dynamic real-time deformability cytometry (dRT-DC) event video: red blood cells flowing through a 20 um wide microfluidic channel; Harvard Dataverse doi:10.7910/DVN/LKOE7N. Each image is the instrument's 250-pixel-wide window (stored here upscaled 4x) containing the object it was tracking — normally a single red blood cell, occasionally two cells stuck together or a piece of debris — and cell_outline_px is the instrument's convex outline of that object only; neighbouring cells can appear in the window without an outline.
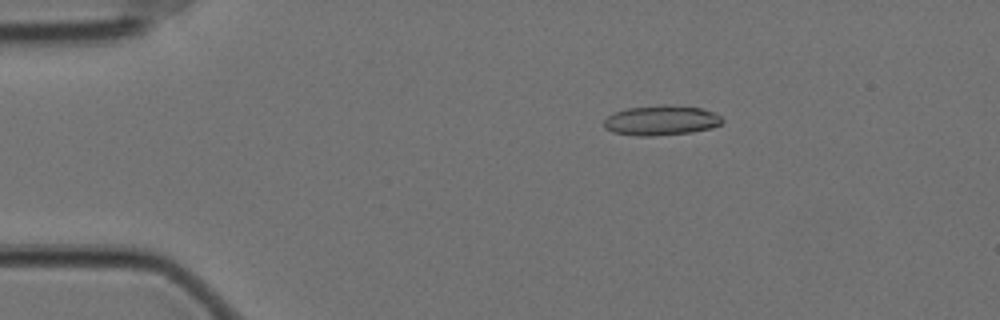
{"species": "Egyptian fruit bat (a non-hibernating species)", "species_latin": "Rousettus aegyptiacus", "temperature_condition": "cold", "stored_images_in_passage": 59, "camera_frame_rate_fps": 3000, "um_per_image_px": 0.085, "animal": {"sex": "female"}, "frame": {"image": 1, "passage_image": 11, "time_ms": 3.333, "image_size_px": [1000, 320], "cell_outline_px": [[724, 120], [720, 124], [712, 128], [692, 132], [652, 136], [636, 136], [612, 132], [604, 128], [604, 120], [608, 116], [616, 112], [628, 108], [664, 104], [700, 108], [712, 112], [720, 116]], "centroid_in_image_um": [56.19, 10.24], "position_along_channel_um": 28.8, "area_um2": 20.58}}
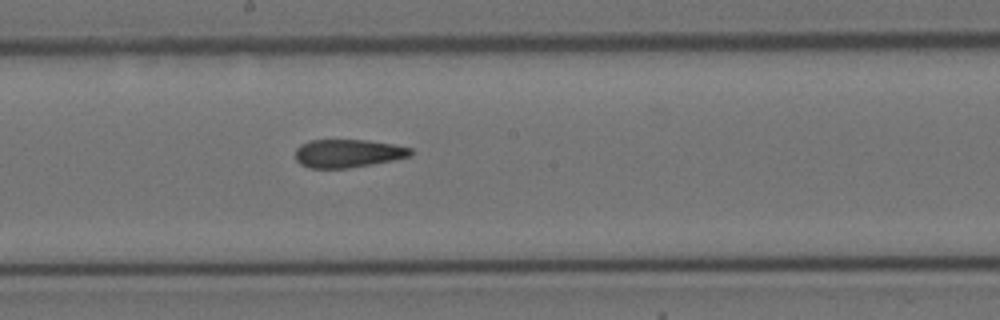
{"frame": {"image": 2, "passage_image": 32, "time_ms": 10.333, "image_size_px": [1000, 320], "cell_outline_px": [[412, 156], [372, 164], [348, 168], [308, 168], [300, 164], [296, 160], [296, 148], [300, 144], [308, 140], [368, 140], [392, 144], [412, 148]], "centroid_in_image_um": [29.55, 13.03], "position_along_channel_um": 218.6, "area_um2": 19.02}}
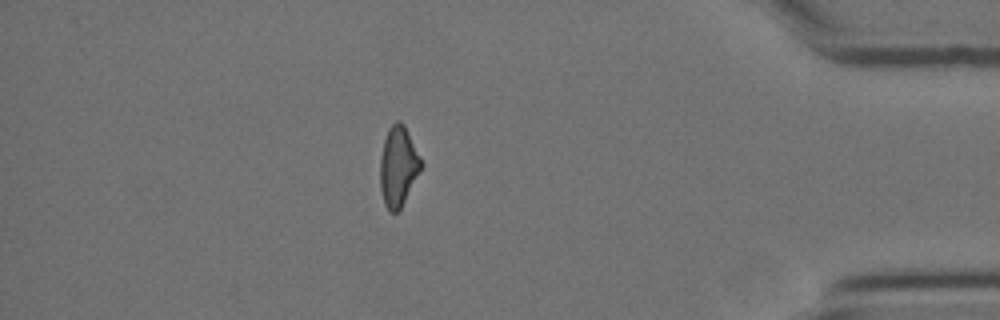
{"frame": {"image": 3, "passage_image": 51, "time_ms": 16.667, "image_size_px": [1000, 320], "cell_outline_px": [[420, 168], [400, 208], [396, 212], [388, 212], [384, 204], [380, 188], [380, 156], [384, 140], [388, 128], [396, 120], [400, 120], [404, 124], [420, 160]], "centroid_in_image_um": [33.78, 14.13], "position_along_channel_um": 401.4, "area_um2": 18.44}, "authors_computed_cell_mechanics": {"area_um2": 19.8254, "velocity_mm_per_s": 3.5176, "shape_relaxation_time_tau1_ms": null, "shape_relaxation_time_tau2_ms": 3.0613, "deformation_change_tau1": null, "deformation_change_tau2": 0.1341}}